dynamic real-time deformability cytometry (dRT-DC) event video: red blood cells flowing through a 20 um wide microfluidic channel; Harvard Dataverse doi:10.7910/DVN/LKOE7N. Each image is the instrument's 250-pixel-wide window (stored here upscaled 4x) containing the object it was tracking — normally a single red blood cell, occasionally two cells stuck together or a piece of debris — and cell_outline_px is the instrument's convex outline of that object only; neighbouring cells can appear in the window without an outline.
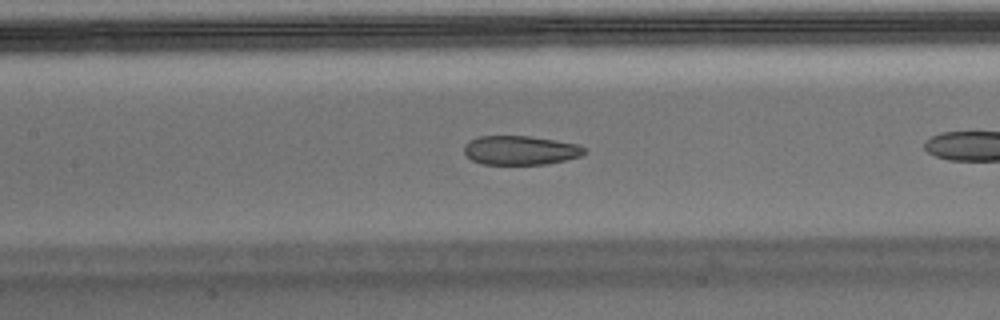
{"species": "Egyptian fruit bat (a non-hibernating species)", "species_latin": "Rousettus aegyptiacus", "temperature_condition": "warm", "stored_images_in_passage": 15, "camera_frame_rate_fps": 3000, "um_per_image_px": 0.085, "animal": {"sex": "male"}, "frame": {"image": 1, "passage_image": 9, "time_ms": 2.667, "image_size_px": [1000, 320], "cell_outline_px": [[584, 152], [580, 156], [548, 164], [480, 164], [472, 160], [464, 152], [464, 144], [468, 140], [480, 136], [528, 136], [576, 144], [584, 148]], "centroid_in_image_um": [44.16, 12.78], "position_along_channel_um": 163.2, "area_um2": 20.17}}